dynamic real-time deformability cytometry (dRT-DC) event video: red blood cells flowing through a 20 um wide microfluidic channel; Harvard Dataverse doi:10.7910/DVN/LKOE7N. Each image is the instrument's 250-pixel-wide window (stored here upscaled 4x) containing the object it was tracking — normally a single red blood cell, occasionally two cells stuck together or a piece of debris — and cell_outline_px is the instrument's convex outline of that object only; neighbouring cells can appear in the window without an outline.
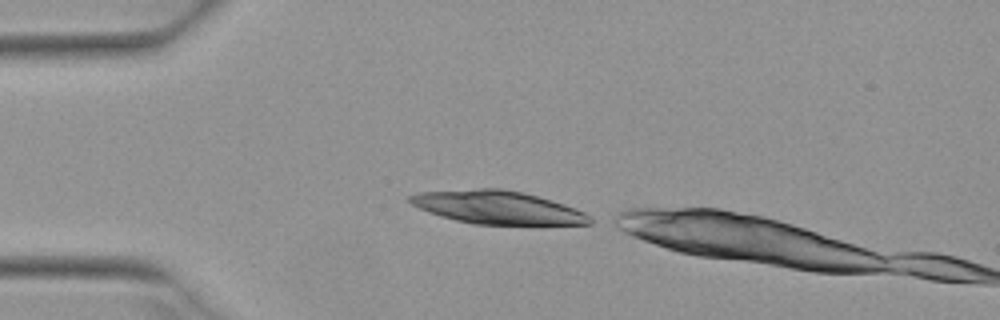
{"species": "Egyptian fruit bat (a non-hibernating species)", "species_latin": "Rousettus aegyptiacus", "temperature_condition": "warm", "stored_images_in_passage": 3, "camera_frame_rate_fps": 3000, "um_per_image_px": 0.085, "animal": {"sex": "female"}, "frame": {"image": 1, "passage_image": 1, "time_ms": 0.0, "image_size_px": [1000, 320], "cell_outline_px": [[592, 224], [472, 224], [440, 216], [428, 212], [412, 204], [408, 200], [408, 196], [420, 192], [480, 188], [500, 188], [520, 192], [536, 196], [564, 204], [576, 208], [584, 212], [592, 220]], "centroid_in_image_um": [42.26, 17.63], "position_along_channel_um": 42.7, "area_um2": 34.33}}